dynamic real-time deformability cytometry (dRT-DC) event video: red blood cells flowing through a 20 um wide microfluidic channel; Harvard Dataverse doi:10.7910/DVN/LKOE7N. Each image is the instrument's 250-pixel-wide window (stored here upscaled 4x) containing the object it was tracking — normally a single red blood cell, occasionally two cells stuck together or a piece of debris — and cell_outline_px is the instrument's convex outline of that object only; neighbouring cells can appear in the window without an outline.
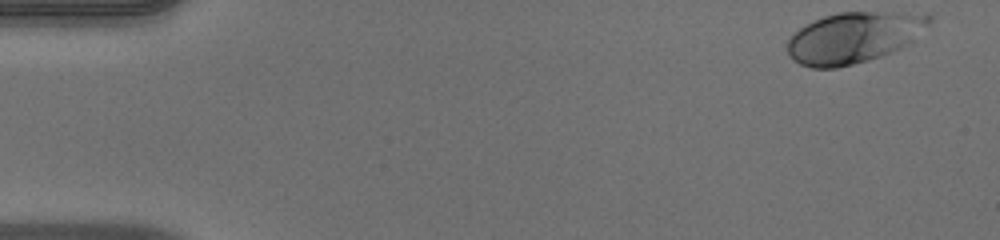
{"species": "human", "species_latin": "Homo sapiens", "temperature_condition": "warm", "stored_images_in_passage": 50, "camera_frame_rate_fps": 3000, "um_per_image_px": 0.085, "donor": {"sex": "male"}, "frame": {"image": 1, "passage_image": 1, "time_ms": 0.0, "image_size_px": [1000, 240], "cell_outline_px": [[936, 12], [932, 20], [908, 44], [892, 52], [868, 60], [836, 68], [812, 68], [800, 64], [792, 60], [788, 56], [788, 40], [800, 28], [824, 16], [840, 12]], "centroid_in_image_um": [72.62, 3.17], "position_along_channel_um": 12.4, "area_um2": 42.14}}
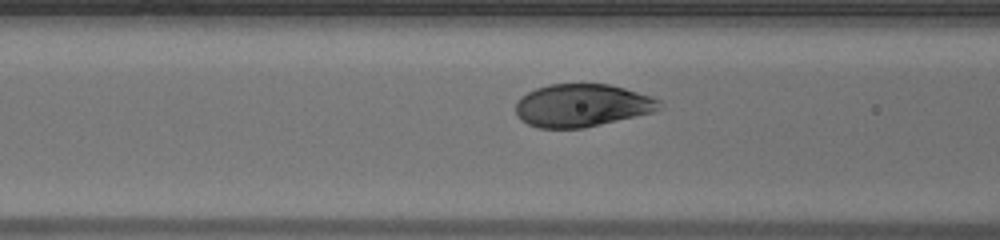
{"frame": {"image": 2, "passage_image": 19, "time_ms": 6.0, "image_size_px": [1000, 240], "cell_outline_px": [[664, 108], [652, 112], [584, 128], [540, 128], [528, 124], [520, 120], [516, 116], [516, 100], [528, 92], [536, 88], [548, 84], [608, 84], [624, 88], [652, 96], [660, 100]], "centroid_in_image_um": [49.46, 8.96], "position_along_channel_um": 117.1, "area_um2": 35.95}}
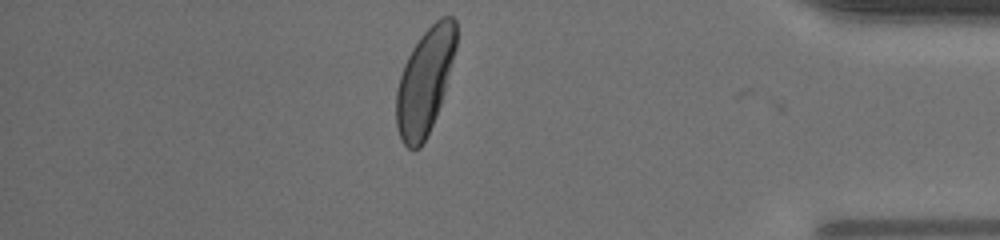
{"frame": {"image": 3, "passage_image": 43, "time_ms": 14.0, "image_size_px": [1000, 240], "cell_outline_px": [[456, 48], [444, 92], [436, 116], [420, 148], [408, 148], [400, 140], [396, 124], [396, 92], [400, 76], [404, 64], [412, 48], [420, 36], [440, 16], [452, 16], [456, 20]], "centroid_in_image_um": [36.11, 6.9], "position_along_channel_um": 399.1, "area_um2": 36.53}, "authors_computed_cell_mechanics": {"area_um2": 37.2521, "velocity_mm_per_s": 3.9468, "shape_relaxation_time_tau1_ms": 2.1894, "shape_relaxation_time_tau2_ms": null, "deformation_change_tau1": 0.142, "deformation_change_tau2": null}}